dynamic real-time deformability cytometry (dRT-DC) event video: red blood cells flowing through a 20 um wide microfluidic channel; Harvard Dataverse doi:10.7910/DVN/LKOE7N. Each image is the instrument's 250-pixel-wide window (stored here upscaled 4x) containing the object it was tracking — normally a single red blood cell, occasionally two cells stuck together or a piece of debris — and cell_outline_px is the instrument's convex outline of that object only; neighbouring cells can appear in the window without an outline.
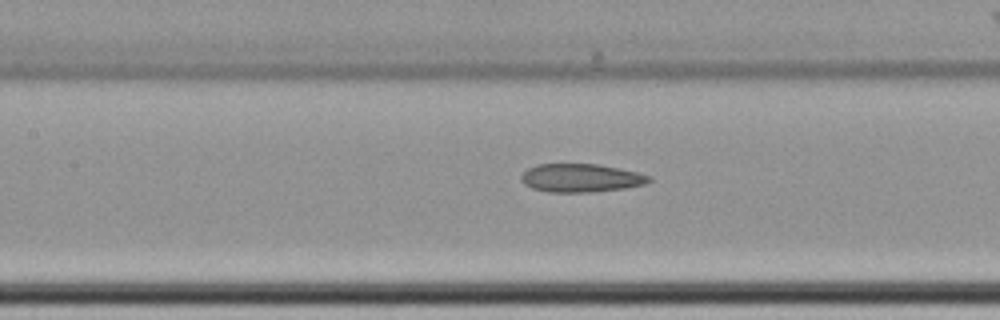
{"species": "common noctule bat (a hibernating species)", "species_latin": "Nyctalus noctula", "temperature_condition": "cold", "stored_images_in_passage": 32, "camera_frame_rate_fps": 3000, "um_per_image_px": 0.085, "animal": {"sex": "female", "body_mass_g": 22.7, "forearm_length_mm": 54.2}, "frame": {"image": 1, "passage_image": 23, "time_ms": 7.333, "image_size_px": [1000, 320], "cell_outline_px": [[652, 180], [644, 184], [624, 188], [596, 192], [548, 192], [532, 188], [524, 184], [520, 180], [520, 176], [528, 168], [536, 164], [596, 164], [636, 172], [652, 176]], "centroid_in_image_um": [49.35, 15.13], "position_along_channel_um": 158.1, "area_um2": 21.1}}